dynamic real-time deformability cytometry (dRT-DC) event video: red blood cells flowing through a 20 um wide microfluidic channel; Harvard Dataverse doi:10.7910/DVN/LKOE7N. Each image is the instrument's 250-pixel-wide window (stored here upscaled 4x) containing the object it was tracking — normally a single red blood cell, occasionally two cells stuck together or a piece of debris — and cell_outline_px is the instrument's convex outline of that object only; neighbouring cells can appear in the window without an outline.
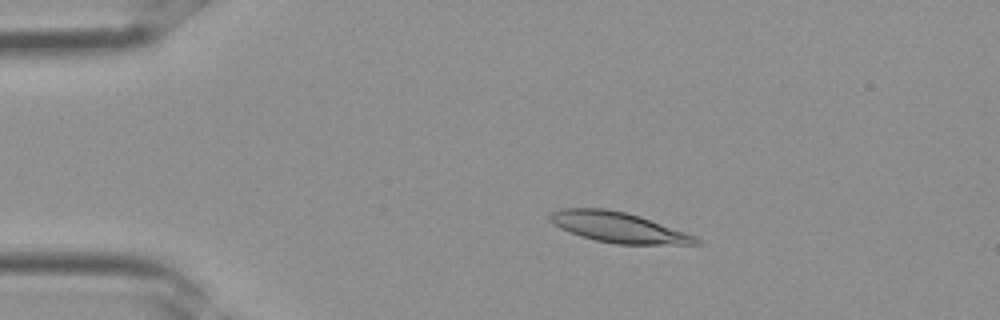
{"species": "Egyptian fruit bat (a non-hibernating species)", "species_latin": "Rousettus aegyptiacus", "temperature_condition": "room temperature", "stored_images_in_passage": 3, "camera_frame_rate_fps": 3000, "um_per_image_px": 0.085, "frame": {"image": 1, "passage_image": 1, "time_ms": 0.0, "image_size_px": [1000, 320], "cell_outline_px": [[700, 244], [616, 244], [596, 240], [580, 236], [560, 228], [548, 216], [552, 212], [560, 208], [604, 208], [624, 212], [640, 216], [696, 236], [700, 240]], "centroid_in_image_um": [52.56, 19.32], "position_along_channel_um": 32.4, "area_um2": 25.49}}
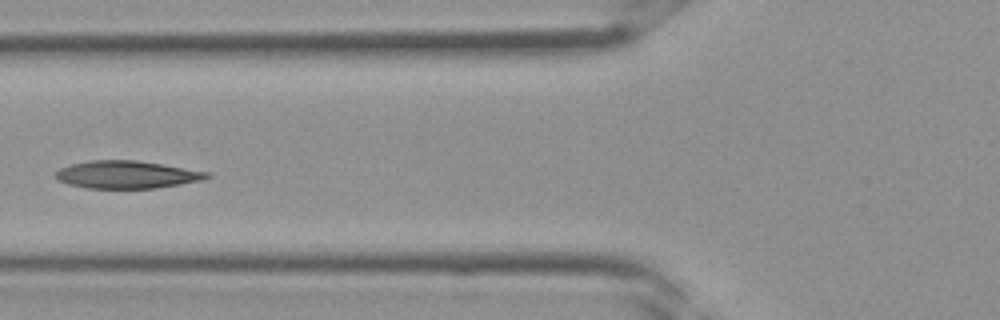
{"frame": {"image": 2, "passage_image": 3, "time_ms": 0.667, "image_size_px": [1000, 320], "cell_outline_px": [[212, 176], [204, 180], [156, 188], [88, 188], [68, 184], [56, 180], [56, 172], [60, 168], [72, 164], [88, 160], [136, 160], [212, 172]], "centroid_in_image_um": [10.81, 14.84], "position_along_channel_um": 115.0, "area_um2": 24.45}}